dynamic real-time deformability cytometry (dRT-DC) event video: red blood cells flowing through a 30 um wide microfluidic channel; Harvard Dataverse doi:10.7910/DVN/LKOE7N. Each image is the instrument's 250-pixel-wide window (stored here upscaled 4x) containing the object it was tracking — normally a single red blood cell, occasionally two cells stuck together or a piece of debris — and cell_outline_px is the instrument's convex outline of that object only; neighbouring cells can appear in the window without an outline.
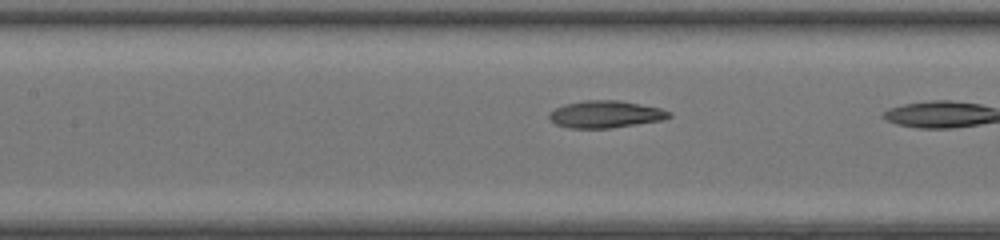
{"species": "common noctule bat (a hibernating species)", "species_latin": "Nyctalus noctula", "temperature_condition": "room temperature", "stored_images_in_passage": 22, "camera_frame_rate_fps": 3000, "um_per_image_px": 0.085, "animal": {"sex": "female", "body_mass_g": 20.0, "forearm_length_mm": 54.0}, "frame": {"image": 1, "passage_image": 18, "time_ms": 5.667, "image_size_px": [1000, 240], "cell_outline_px": [[672, 116], [664, 120], [612, 128], [568, 128], [556, 124], [548, 120], [548, 112], [564, 104], [584, 100], [620, 100], [660, 108], [672, 112]], "centroid_in_image_um": [51.46, 9.71], "position_along_channel_um": 155.9, "area_um2": 19.25}}
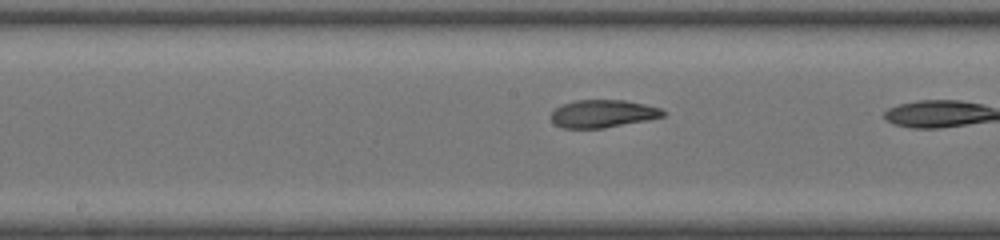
{"frame": {"image": 2, "passage_image": 21, "time_ms": 6.667, "image_size_px": [1000, 240], "cell_outline_px": [[664, 116], [648, 120], [604, 128], [564, 128], [556, 124], [552, 120], [552, 112], [556, 108], [564, 104], [576, 100], [624, 100], [644, 104], [660, 108], [664, 112]], "centroid_in_image_um": [51.26, 9.66], "position_along_channel_um": 196.9, "area_um2": 17.86}}